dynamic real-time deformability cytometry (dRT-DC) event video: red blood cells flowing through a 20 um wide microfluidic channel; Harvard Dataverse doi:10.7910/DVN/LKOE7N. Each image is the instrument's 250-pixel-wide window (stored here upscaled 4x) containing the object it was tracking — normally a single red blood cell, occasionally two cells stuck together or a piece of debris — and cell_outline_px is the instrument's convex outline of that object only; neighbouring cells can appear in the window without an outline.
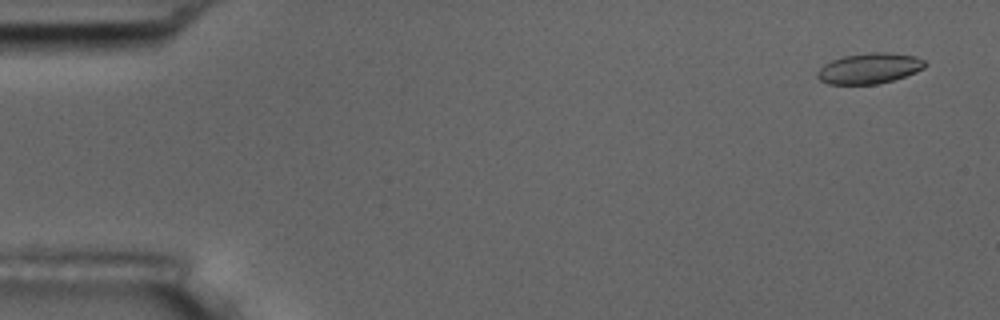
{"species": "common noctule bat (a hibernating species)", "species_latin": "Nyctalus noctula", "temperature_condition": "room temperature", "stored_images_in_passage": 5, "camera_frame_rate_fps": 3000, "um_per_image_px": 0.085, "animal": {"sex": "male", "body_mass_g": 17.5, "forearm_length_mm": 52.3}, "frame": {"image": 1, "passage_image": 1, "time_ms": 0.0, "image_size_px": [1000, 320], "cell_outline_px": [[928, 64], [924, 68], [916, 72], [892, 80], [876, 84], [828, 84], [820, 80], [816, 76], [816, 72], [824, 64], [832, 60], [844, 56], [868, 52], [888, 52], [912, 56], [924, 60]], "centroid_in_image_um": [73.88, 5.81], "position_along_channel_um": 11.1, "area_um2": 19.13}}
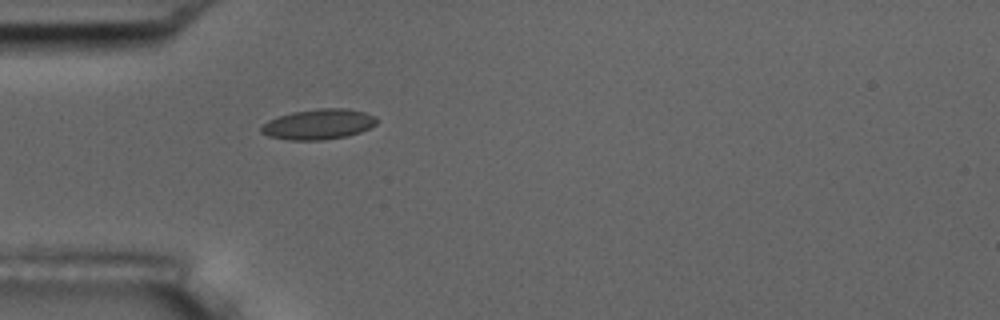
{"frame": {"image": 2, "passage_image": 5, "time_ms": 4.667, "image_size_px": [1000, 320], "cell_outline_px": [[376, 124], [360, 132], [348, 136], [324, 140], [288, 140], [268, 136], [260, 132], [260, 128], [268, 120], [276, 116], [292, 112], [316, 108], [344, 108], [364, 112], [376, 116]], "centroid_in_image_um": [27.04, 10.56], "position_along_channel_um": 58.0, "area_um2": 20.58}}